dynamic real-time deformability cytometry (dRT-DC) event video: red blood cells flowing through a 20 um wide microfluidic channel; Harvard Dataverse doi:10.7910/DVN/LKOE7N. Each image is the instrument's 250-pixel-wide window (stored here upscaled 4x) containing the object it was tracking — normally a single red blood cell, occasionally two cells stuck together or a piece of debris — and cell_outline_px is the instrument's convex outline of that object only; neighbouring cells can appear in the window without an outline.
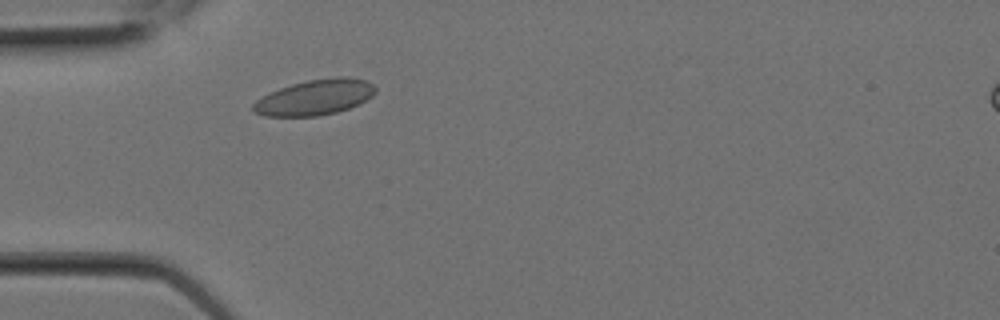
{"species": "Egyptian fruit bat (a non-hibernating species)", "species_latin": "Rousettus aegyptiacus", "temperature_condition": "room temperature", "stored_images_in_passage": 3, "camera_frame_rate_fps": 3000, "um_per_image_px": 0.085, "animal": {"sex": "female"}, "frame": {"image": 1, "passage_image": 3, "time_ms": 0.667, "image_size_px": [1000, 320], "cell_outline_px": [[376, 92], [372, 96], [360, 104], [336, 112], [316, 116], [264, 116], [256, 112], [252, 108], [252, 104], [256, 100], [280, 88], [292, 84], [308, 80], [336, 76], [348, 76], [368, 80], [376, 88]], "centroid_in_image_um": [26.81, 8.26], "position_along_channel_um": 58.2, "area_um2": 25.26}}